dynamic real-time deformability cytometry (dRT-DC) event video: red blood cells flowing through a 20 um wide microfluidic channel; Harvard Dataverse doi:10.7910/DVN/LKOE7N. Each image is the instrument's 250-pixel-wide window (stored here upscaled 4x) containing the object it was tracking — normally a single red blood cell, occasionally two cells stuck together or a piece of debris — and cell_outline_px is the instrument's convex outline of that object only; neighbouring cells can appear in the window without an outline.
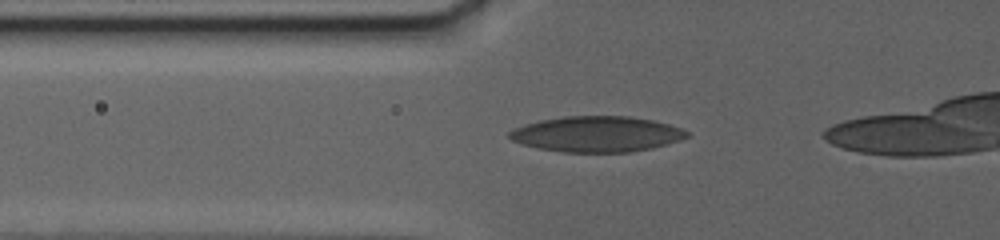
{"species": "human", "species_latin": "Homo sapiens", "temperature_condition": "warm", "stored_images_in_passage": 4, "camera_frame_rate_fps": 3000, "um_per_image_px": 0.085, "donor": {"sex": "female"}, "frame": {"image": 1, "passage_image": 3, "time_ms": 2.0, "image_size_px": [1000, 240], "cell_outline_px": [[688, 136], [680, 140], [668, 144], [652, 148], [628, 152], [560, 152], [540, 148], [524, 144], [512, 140], [508, 136], [508, 132], [512, 128], [524, 124], [540, 120], [564, 116], [628, 116], [652, 120], [668, 124], [680, 128], [688, 132]], "centroid_in_image_um": [50.7, 11.39], "position_along_channel_um": 75.1, "area_um2": 36.82}}